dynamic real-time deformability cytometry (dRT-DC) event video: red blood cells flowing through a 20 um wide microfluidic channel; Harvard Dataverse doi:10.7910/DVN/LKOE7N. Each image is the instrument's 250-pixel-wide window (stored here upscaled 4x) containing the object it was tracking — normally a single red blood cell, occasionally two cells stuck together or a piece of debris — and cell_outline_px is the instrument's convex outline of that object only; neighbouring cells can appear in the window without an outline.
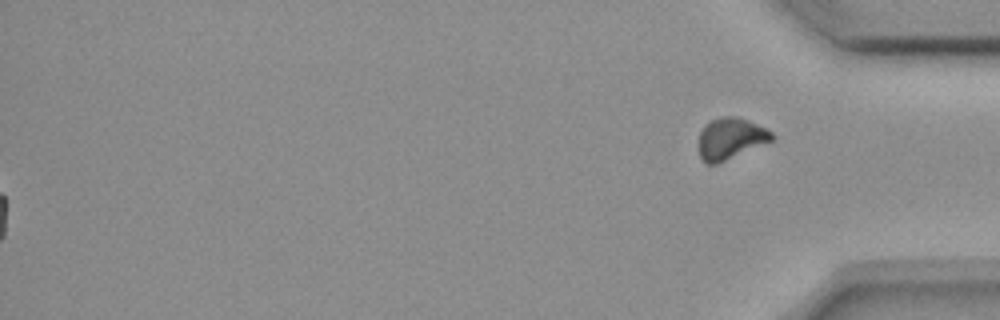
{"species": "common noctule bat (a hibernating species)", "species_latin": "Nyctalus noctula", "temperature_condition": "room temperature", "stored_images_in_passage": 57, "segment_of_instrument_passage": [2, 2], "camera_frame_rate_fps": 3000, "um_per_image_px": 0.085, "animal": {"sex": "female", "body_mass_g": 18.4}, "frame": {"image": 1, "passage_image": 57, "time_ms": 18.667, "image_size_px": [1000, 320], "cell_outline_px": [[776, 136], [772, 140], [716, 164], [704, 164], [700, 156], [700, 132], [704, 124], [712, 120], [724, 116], [736, 116], [748, 120], [772, 132]], "centroid_in_image_um": [62.08, 11.77], "position_along_channel_um": 373.1, "area_um2": 17.34}}